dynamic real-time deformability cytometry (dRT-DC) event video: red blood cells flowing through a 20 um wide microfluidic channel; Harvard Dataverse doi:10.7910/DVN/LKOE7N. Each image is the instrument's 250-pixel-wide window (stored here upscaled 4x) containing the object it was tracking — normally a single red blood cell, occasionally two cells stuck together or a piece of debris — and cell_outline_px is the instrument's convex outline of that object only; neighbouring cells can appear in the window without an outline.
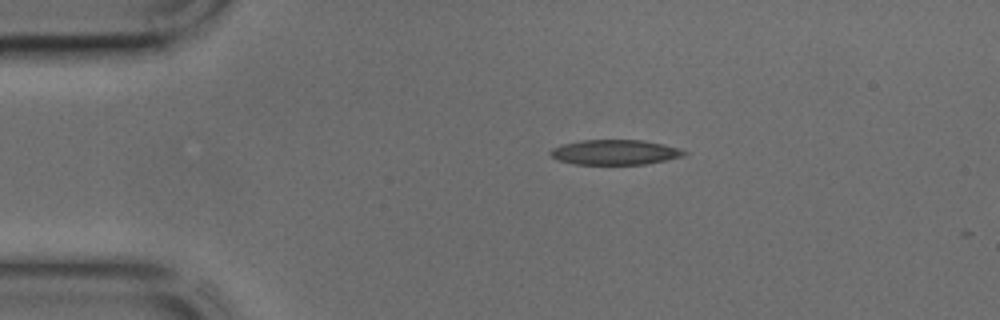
{"species": "common noctule bat (a hibernating species)", "species_latin": "Nyctalus noctula", "temperature_condition": "cold", "stored_images_in_passage": 4, "camera_frame_rate_fps": 3000, "um_per_image_px": 0.085, "animal": {"sex": "male", "body_mass_g": 17.9, "forearm_length_mm": 54.2}, "frame": {"image": 1, "passage_image": 1, "time_ms": 0.0, "image_size_px": [1000, 320], "cell_outline_px": [[688, 152], [684, 156], [644, 164], [576, 164], [556, 160], [548, 152], [552, 148], [564, 144], [580, 140], [644, 140], [664, 144], [680, 148]], "centroid_in_image_um": [52.27, 12.93], "position_along_channel_um": 32.7, "area_um2": 19.48}}